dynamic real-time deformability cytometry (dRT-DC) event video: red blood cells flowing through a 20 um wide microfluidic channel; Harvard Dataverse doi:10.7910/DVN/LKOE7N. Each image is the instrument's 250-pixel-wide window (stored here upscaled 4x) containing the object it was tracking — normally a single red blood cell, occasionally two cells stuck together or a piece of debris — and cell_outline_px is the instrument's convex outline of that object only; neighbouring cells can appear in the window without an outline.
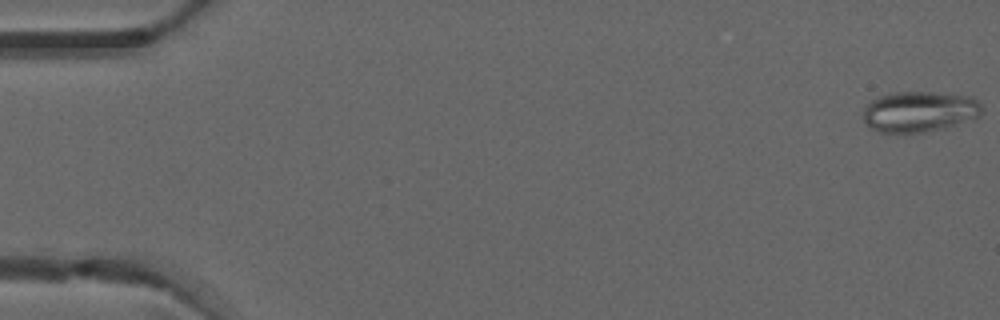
{"species": "common noctule bat (a hibernating species)", "species_latin": "Nyctalus noctula", "temperature_condition": "warm", "stored_images_in_passage": 5, "camera_frame_rate_fps": 3000, "um_per_image_px": 0.085, "animal": {"sex": "male", "forearm_length_mm": 52.5}, "frame": {"image": 1, "passage_image": 1, "time_ms": 0.0, "image_size_px": [1000, 320], "cell_outline_px": [[984, 112], [976, 120], [944, 128], [924, 132], [876, 132], [864, 120], [864, 108], [872, 100], [880, 96], [892, 92], [932, 92], [972, 96], [984, 108]], "centroid_in_image_um": [78.23, 9.48], "position_along_channel_um": 6.8, "area_um2": 28.44}}